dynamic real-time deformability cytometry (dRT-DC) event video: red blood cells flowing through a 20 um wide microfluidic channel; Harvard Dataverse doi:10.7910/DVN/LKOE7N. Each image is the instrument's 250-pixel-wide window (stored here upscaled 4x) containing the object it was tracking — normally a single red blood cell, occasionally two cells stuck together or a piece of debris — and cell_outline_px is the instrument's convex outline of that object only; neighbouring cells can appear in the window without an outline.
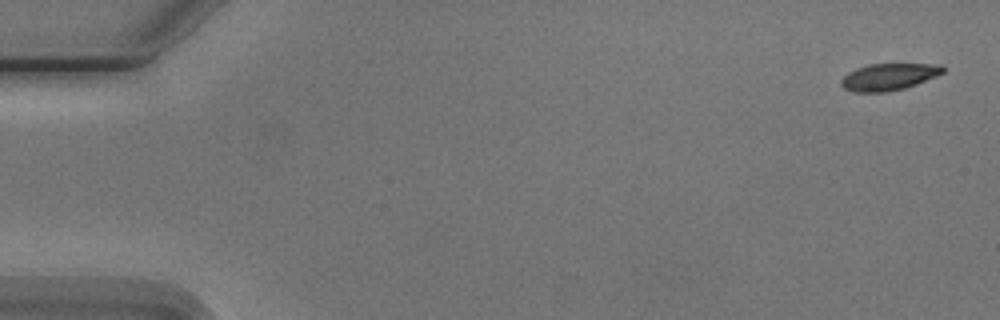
{"species": "Egyptian fruit bat (a non-hibernating species)", "species_latin": "Rousettus aegyptiacus", "temperature_condition": "cold", "stored_images_in_passage": 5, "camera_frame_rate_fps": 3000, "um_per_image_px": 0.085, "animal": {"sex": "male"}, "frame": {"image": 1, "passage_image": 1, "time_ms": 0.0, "image_size_px": [1000, 320], "cell_outline_px": [[944, 72], [936, 76], [916, 84], [904, 88], [888, 92], [852, 92], [844, 88], [840, 84], [840, 80], [848, 72], [856, 68], [868, 64], [944, 64]], "centroid_in_image_um": [75.53, 6.53], "position_along_channel_um": 9.5, "area_um2": 16.01}}
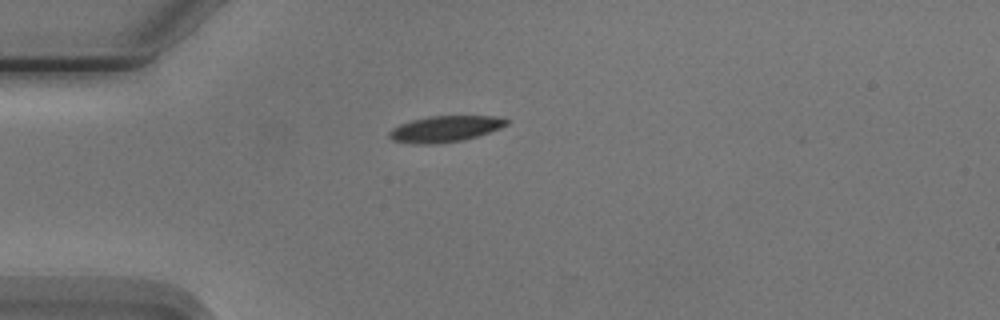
{"frame": {"image": 2, "passage_image": 5, "time_ms": 4.333, "image_size_px": [1000, 320], "cell_outline_px": [[508, 124], [500, 128], [464, 140], [436, 144], [412, 144], [392, 140], [388, 136], [388, 132], [392, 128], [400, 124], [412, 120], [432, 116], [496, 116], [508, 120]], "centroid_in_image_um": [37.79, 10.96], "position_along_channel_um": 47.2, "area_um2": 17.8}}